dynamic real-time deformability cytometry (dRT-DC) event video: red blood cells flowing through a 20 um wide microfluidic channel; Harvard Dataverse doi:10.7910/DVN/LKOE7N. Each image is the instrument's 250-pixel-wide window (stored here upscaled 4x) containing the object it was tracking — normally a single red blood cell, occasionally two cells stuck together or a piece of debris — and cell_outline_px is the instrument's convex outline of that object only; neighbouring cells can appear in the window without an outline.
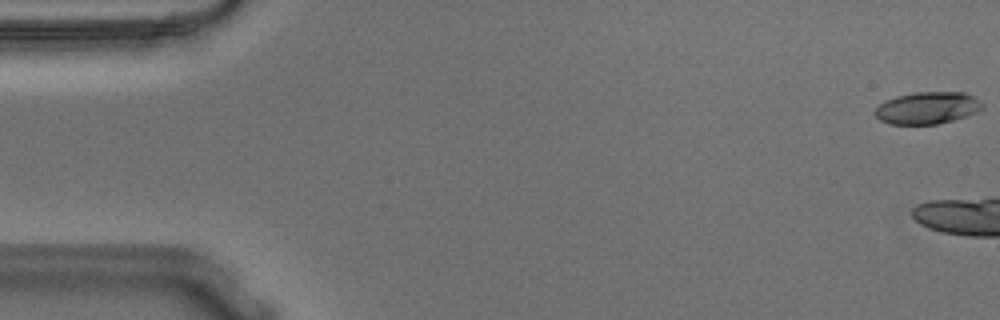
{"species": "Egyptian fruit bat (a non-hibernating species)", "species_latin": "Rousettus aegyptiacus", "temperature_condition": "warm", "stored_images_in_passage": 9, "camera_frame_rate_fps": 3000, "um_per_image_px": 0.085, "animal": {"sex": "male"}, "frame": {"image": 1, "passage_image": 1, "time_ms": 0.0, "image_size_px": [1000, 320], "cell_outline_px": [[984, 108], [968, 116], [936, 124], [888, 124], [880, 120], [872, 112], [884, 100], [896, 96], [912, 92], [964, 92], [972, 96], [984, 104]], "centroid_in_image_um": [78.81, 9.17], "position_along_channel_um": 6.2, "area_um2": 20.23}}